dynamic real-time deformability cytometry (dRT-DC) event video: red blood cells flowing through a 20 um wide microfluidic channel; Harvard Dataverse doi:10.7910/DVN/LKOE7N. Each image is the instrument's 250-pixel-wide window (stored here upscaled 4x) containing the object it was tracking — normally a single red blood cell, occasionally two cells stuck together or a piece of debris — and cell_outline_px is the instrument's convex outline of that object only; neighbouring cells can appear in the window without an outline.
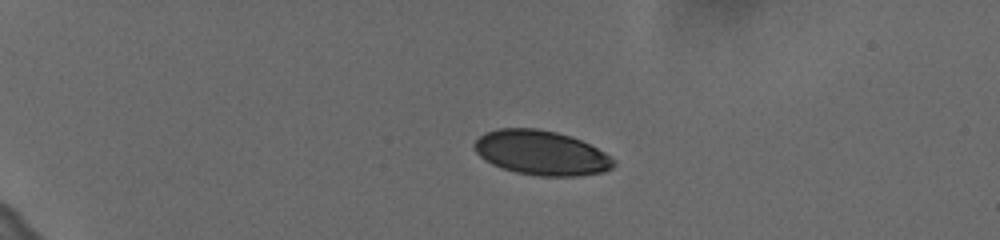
{"species": "human", "species_latin": "Homo sapiens", "temperature_condition": "cold", "stored_images_in_passage": 45, "camera_frame_rate_fps": 3000, "um_per_image_px": 0.085, "donor": {"sex": "female"}, "frame": {"image": 1, "passage_image": 1, "time_ms": 0.0, "image_size_px": [1000, 240], "cell_outline_px": [[616, 164], [612, 168], [604, 172], [576, 176], [536, 176], [516, 172], [492, 164], [484, 160], [476, 152], [472, 144], [484, 132], [496, 128], [536, 128], [556, 132], [580, 140], [604, 152], [616, 160]], "centroid_in_image_um": [45.99, 12.99], "position_along_channel_um": 39.0, "area_um2": 36.18}}
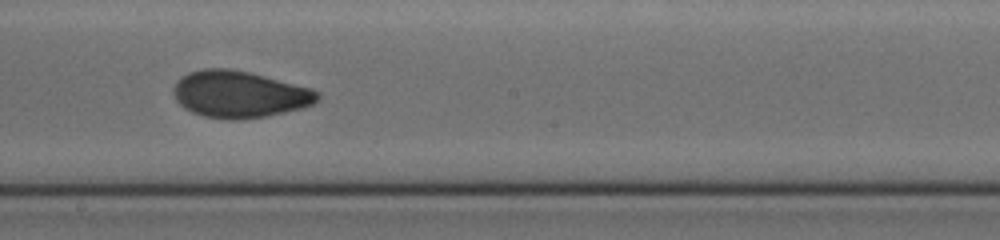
{"frame": {"image": 2, "passage_image": 23, "time_ms": 7.333, "image_size_px": [1000, 240], "cell_outline_px": [[320, 100], [304, 108], [268, 116], [240, 120], [228, 120], [204, 116], [192, 112], [184, 108], [176, 100], [172, 92], [172, 88], [176, 80], [188, 72], [204, 68], [228, 68], [248, 72], [312, 88], [320, 92]], "centroid_in_image_um": [20.35, 8.02], "position_along_channel_um": 227.8, "area_um2": 39.71}}
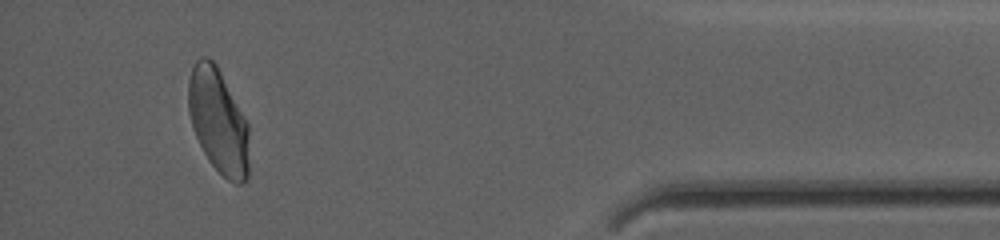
{"frame": {"image": 3, "passage_image": 42, "time_ms": 13.667, "image_size_px": [1000, 240], "cell_outline_px": [[248, 180], [240, 184], [236, 184], [228, 180], [208, 160], [196, 136], [188, 112], [188, 80], [192, 68], [196, 60], [200, 56], [208, 56], [216, 64], [248, 124]], "centroid_in_image_um": [18.54, 10.28], "position_along_channel_um": 416.7, "area_um2": 36.82}, "authors_computed_cell_mechanics": {"area_um2": 37.859, "velocity_mm_per_s": 3.6284, "shape_relaxation_time_tau1_ms": 5.4894, "shape_relaxation_time_tau2_ms": 0.8746, "deformation_change_tau1": 0.1359, "deformation_change_tau2": 0.0456}}